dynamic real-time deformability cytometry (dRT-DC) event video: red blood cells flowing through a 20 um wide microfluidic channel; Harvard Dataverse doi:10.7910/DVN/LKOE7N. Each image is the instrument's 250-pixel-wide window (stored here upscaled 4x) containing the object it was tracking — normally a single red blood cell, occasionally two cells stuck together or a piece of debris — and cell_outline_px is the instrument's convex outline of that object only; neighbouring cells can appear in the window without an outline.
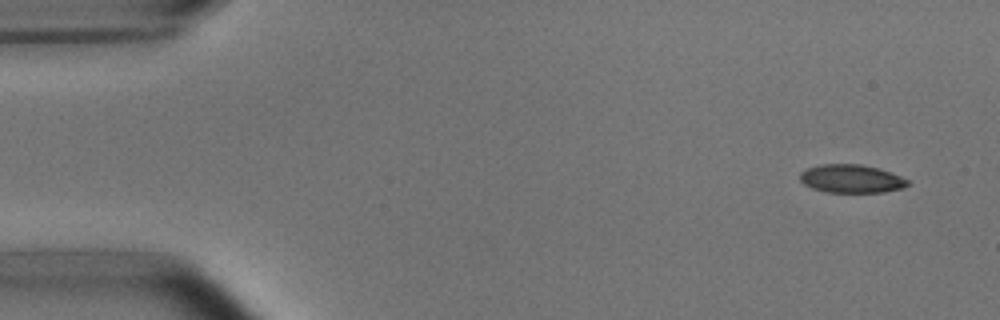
{"species": "common noctule bat (a hibernating species)", "species_latin": "Nyctalus noctula", "temperature_condition": "room temperature", "stored_images_in_passage": 7, "camera_frame_rate_fps": 3000, "um_per_image_px": 0.085, "animal": {"sex": "male", "body_mass_g": 15.6}, "frame": {"image": 1, "passage_image": 1, "time_ms": 0.0, "image_size_px": [1000, 320], "cell_outline_px": [[908, 184], [904, 188], [884, 192], [828, 192], [812, 188], [804, 184], [800, 180], [800, 172], [808, 168], [820, 164], [860, 164], [880, 168], [900, 176], [908, 180]], "centroid_in_image_um": [72.37, 15.19], "position_along_channel_um": 12.6, "area_um2": 17.74}}
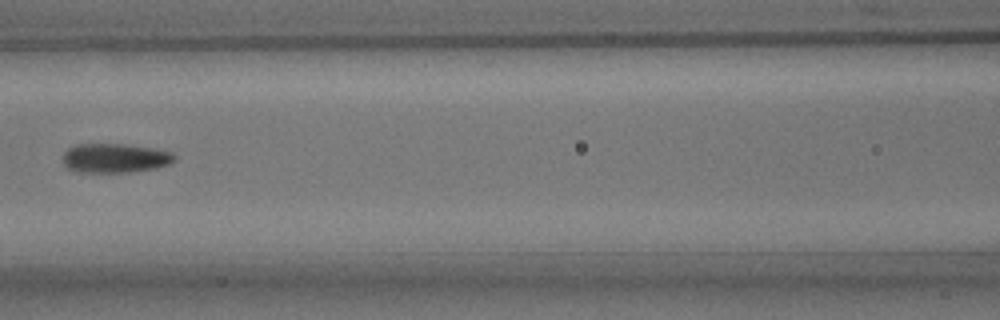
{"frame": {"image": 2, "passage_image": 6, "time_ms": 1.667, "image_size_px": [1000, 320], "cell_outline_px": [[176, 160], [168, 164], [156, 168], [128, 172], [80, 172], [68, 168], [64, 164], [64, 152], [68, 148], [76, 144], [120, 144], [152, 148], [172, 152], [176, 156]], "centroid_in_image_um": [9.78, 13.44], "position_along_channel_um": 156.8, "area_um2": 18.9}}
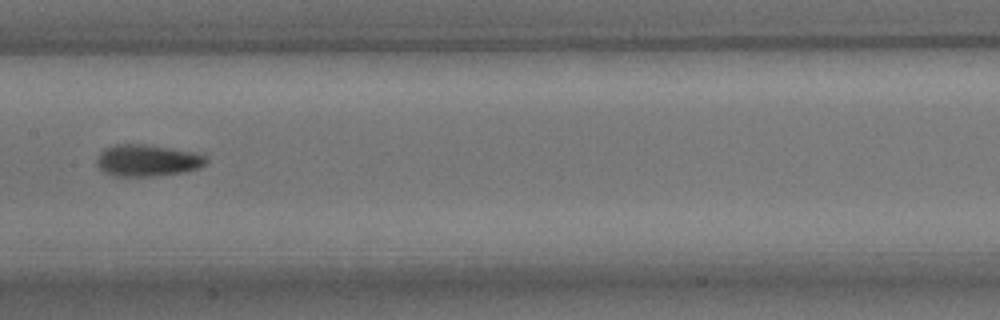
{"frame": {"image": 3, "passage_image": 7, "time_ms": 2.0, "image_size_px": [1000, 320], "cell_outline_px": [[208, 164], [200, 168], [188, 172], [156, 176], [112, 176], [104, 172], [96, 164], [96, 160], [100, 152], [104, 148], [116, 144], [144, 144], [192, 152], [204, 156], [208, 160]], "centroid_in_image_um": [12.53, 13.65], "position_along_channel_um": 194.9, "area_um2": 20.4}}